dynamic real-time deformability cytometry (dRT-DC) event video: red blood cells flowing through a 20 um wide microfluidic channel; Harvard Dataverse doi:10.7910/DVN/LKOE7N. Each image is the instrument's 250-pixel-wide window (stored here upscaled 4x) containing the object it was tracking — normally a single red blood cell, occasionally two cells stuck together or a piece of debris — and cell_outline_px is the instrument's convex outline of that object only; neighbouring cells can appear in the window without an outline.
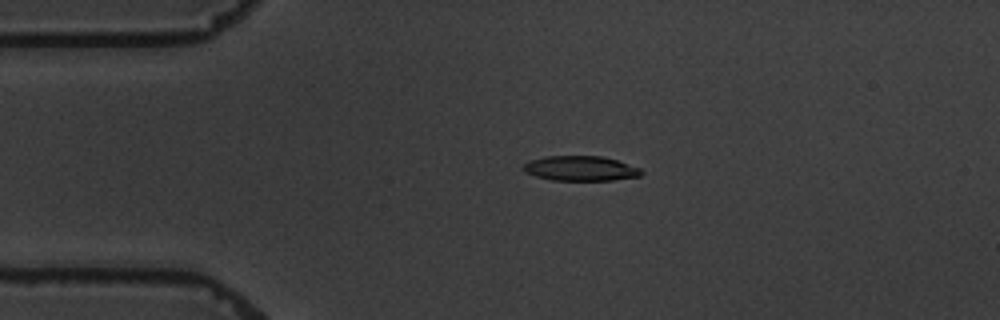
{"species": "common noctule bat (a hibernating species)", "species_latin": "Nyctalus noctula", "temperature_condition": "warm", "stored_images_in_passage": 4, "camera_frame_rate_fps": 3000, "um_per_image_px": 0.085, "animal": {"sex": "male", "body_mass_g": 19.5, "forearm_length_mm": 54.6}, "frame": {"image": 1, "passage_image": 3, "time_ms": 3.333, "image_size_px": [1000, 320], "cell_outline_px": [[644, 172], [640, 176], [612, 180], [552, 180], [536, 176], [524, 172], [524, 164], [528, 160], [544, 156], [600, 156], [616, 160], [640, 168]], "centroid_in_image_um": [49.33, 14.31], "position_along_channel_um": 35.7, "area_um2": 17.05}}